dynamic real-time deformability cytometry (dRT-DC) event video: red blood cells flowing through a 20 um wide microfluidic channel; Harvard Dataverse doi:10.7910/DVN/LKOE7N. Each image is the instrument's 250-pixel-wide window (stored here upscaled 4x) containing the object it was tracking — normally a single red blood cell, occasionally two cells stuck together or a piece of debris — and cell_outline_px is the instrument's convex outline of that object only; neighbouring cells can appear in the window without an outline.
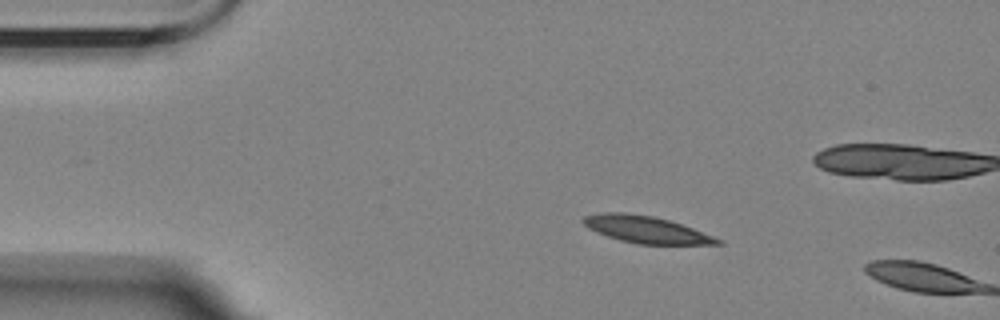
{"species": "Egyptian fruit bat (a non-hibernating species)", "species_latin": "Rousettus aegyptiacus", "temperature_condition": "room temperature", "stored_images_in_passage": 3, "camera_frame_rate_fps": 3000, "um_per_image_px": 0.085, "animal": {"sex": "female"}, "frame": {"image": 1, "passage_image": 2, "time_ms": 1.0, "image_size_px": [1000, 320], "cell_outline_px": [[724, 244], [636, 244], [620, 240], [596, 232], [588, 228], [580, 220], [584, 216], [600, 212], [624, 212], [652, 216], [668, 220], [692, 228], [724, 240]], "centroid_in_image_um": [54.89, 19.51], "position_along_channel_um": 30.1, "area_um2": 21.04}}